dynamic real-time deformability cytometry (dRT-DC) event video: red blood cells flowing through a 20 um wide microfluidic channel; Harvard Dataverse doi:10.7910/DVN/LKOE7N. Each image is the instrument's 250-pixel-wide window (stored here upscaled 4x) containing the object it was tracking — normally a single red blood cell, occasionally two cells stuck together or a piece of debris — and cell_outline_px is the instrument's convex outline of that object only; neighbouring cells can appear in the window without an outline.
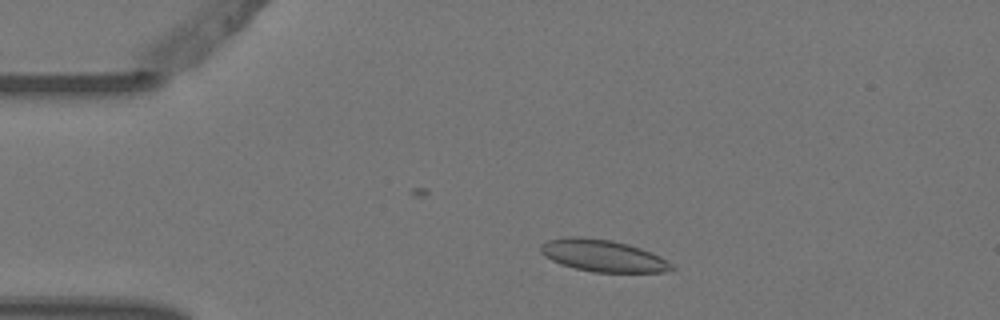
{"species": "Egyptian fruit bat (a non-hibernating species)", "species_latin": "Rousettus aegyptiacus", "temperature_condition": "warm", "stored_images_in_passage": 2, "camera_frame_rate_fps": 3000, "um_per_image_px": 0.085, "animal": {"sex": "female"}, "frame": {"image": 1, "passage_image": 1, "time_ms": 0.0, "image_size_px": [1000, 320], "cell_outline_px": [[676, 268], [664, 272], [592, 272], [560, 264], [544, 256], [540, 252], [540, 244], [548, 240], [564, 236], [580, 236], [612, 240], [628, 244], [652, 252], [660, 256], [672, 264]], "centroid_in_image_um": [51.22, 21.72], "position_along_channel_um": 33.8, "area_um2": 24.57}}